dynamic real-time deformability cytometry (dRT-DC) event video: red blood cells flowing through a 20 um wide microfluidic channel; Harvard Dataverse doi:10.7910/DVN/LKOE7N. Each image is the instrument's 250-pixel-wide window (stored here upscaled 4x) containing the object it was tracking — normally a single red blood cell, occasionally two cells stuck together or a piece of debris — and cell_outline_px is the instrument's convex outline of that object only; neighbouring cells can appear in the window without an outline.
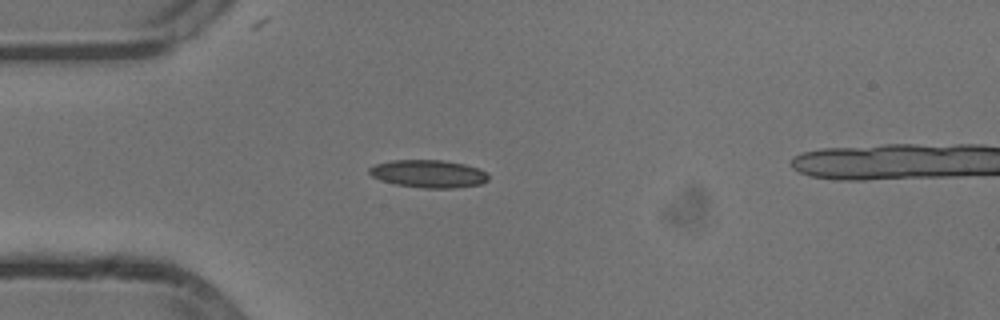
{"species": "common noctule bat (a hibernating species)", "species_latin": "Nyctalus noctula", "temperature_condition": "cold", "stored_images_in_passage": 42, "camera_frame_rate_fps": 3000, "um_per_image_px": 0.085, "animal": {"sex": "male", "body_mass_g": 13.3}, "frame": {"image": 1, "passage_image": 14, "time_ms": 4.333, "image_size_px": [1000, 320], "cell_outline_px": [[488, 180], [480, 184], [452, 188], [424, 188], [396, 184], [380, 180], [372, 176], [368, 172], [368, 168], [376, 164], [392, 160], [444, 160], [464, 164], [480, 168], [488, 176]], "centroid_in_image_um": [36.41, 14.76], "position_along_channel_um": 48.6, "area_um2": 19.19}}
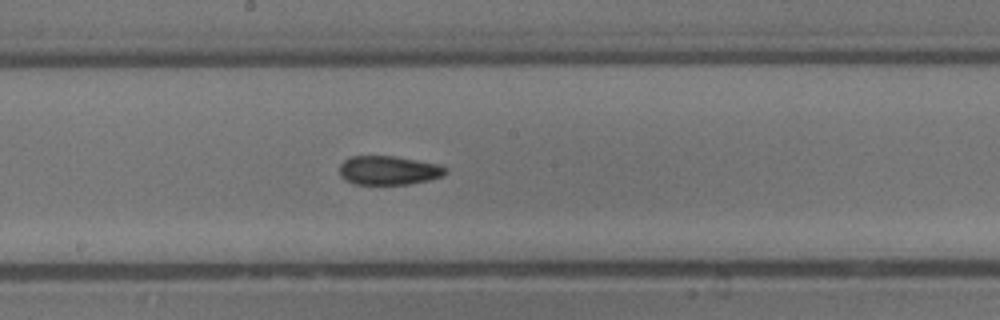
{"frame": {"image": 2, "passage_image": 28, "time_ms": 9.0, "image_size_px": [1000, 320], "cell_outline_px": [[448, 172], [444, 176], [428, 180], [408, 184], [352, 184], [344, 180], [340, 176], [340, 164], [344, 160], [352, 156], [396, 156], [440, 164], [448, 168]], "centroid_in_image_um": [33.06, 14.48], "position_along_channel_um": 215.1, "area_um2": 18.15}}
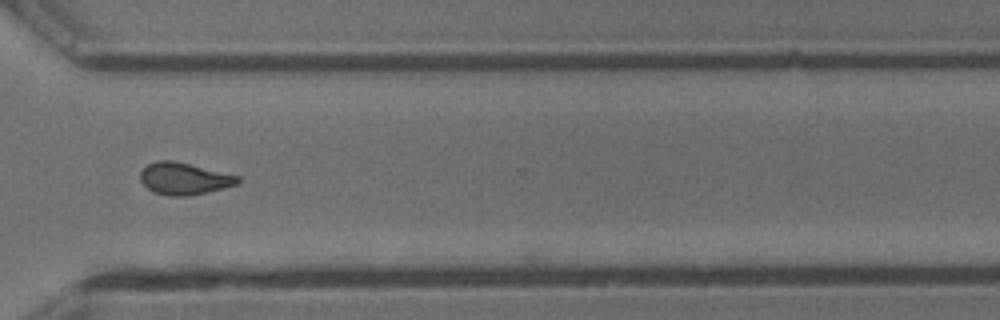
{"frame": {"image": 3, "passage_image": 39, "time_ms": 12.667, "image_size_px": [1000, 320], "cell_outline_px": [[240, 184], [188, 196], [168, 196], [156, 192], [148, 188], [140, 180], [140, 172], [148, 164], [156, 160], [172, 160], [240, 176]], "centroid_in_image_um": [15.66, 15.18], "position_along_channel_um": 354.9, "area_um2": 18.03}}